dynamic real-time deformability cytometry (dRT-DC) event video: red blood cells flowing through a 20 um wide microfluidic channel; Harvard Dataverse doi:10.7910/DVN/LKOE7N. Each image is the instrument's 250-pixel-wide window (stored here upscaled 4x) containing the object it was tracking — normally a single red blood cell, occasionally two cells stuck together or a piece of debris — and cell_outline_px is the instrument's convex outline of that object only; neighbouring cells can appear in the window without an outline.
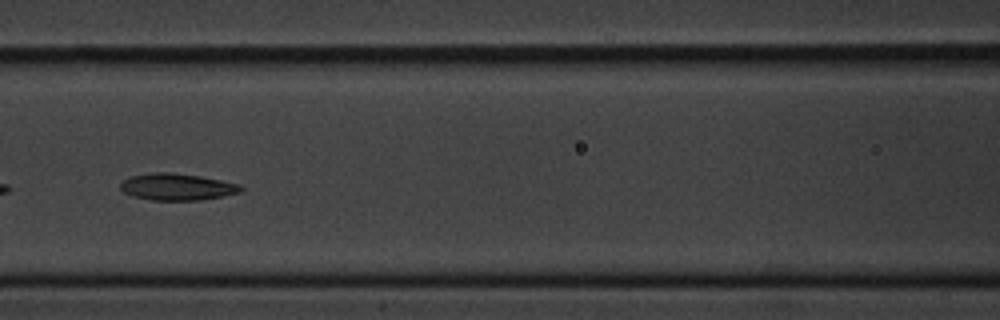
{"species": "common noctule bat (a hibernating species)", "species_latin": "Nyctalus noctula", "temperature_condition": "cold", "stored_images_in_passage": 10, "camera_frame_rate_fps": 3000, "um_per_image_px": 0.085, "animal": {"sex": "male", "body_mass_g": 20.1, "forearm_length_mm": 53.5}, "frame": {"image": 1, "passage_image": 6, "time_ms": 6.667, "image_size_px": [1000, 320], "cell_outline_px": [[244, 188], [240, 192], [224, 196], [200, 200], [152, 200], [132, 196], [124, 192], [120, 188], [120, 184], [124, 180], [132, 176], [152, 172], [168, 172], [200, 176], [240, 184]], "centroid_in_image_um": [15.06, 15.88], "position_along_channel_um": 151.5, "area_um2": 18.73}}
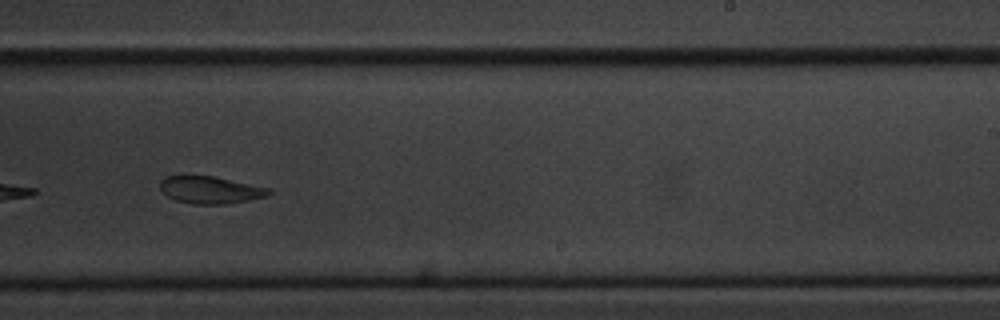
{"frame": {"image": 2, "passage_image": 9, "time_ms": 10.0, "image_size_px": [1000, 320], "cell_outline_px": [[272, 192], [268, 196], [248, 200], [224, 204], [192, 204], [176, 200], [168, 196], [160, 188], [160, 180], [164, 176], [212, 176], [272, 188]], "centroid_in_image_um": [17.91, 16.14], "position_along_channel_um": 271.1, "area_um2": 17.22}}
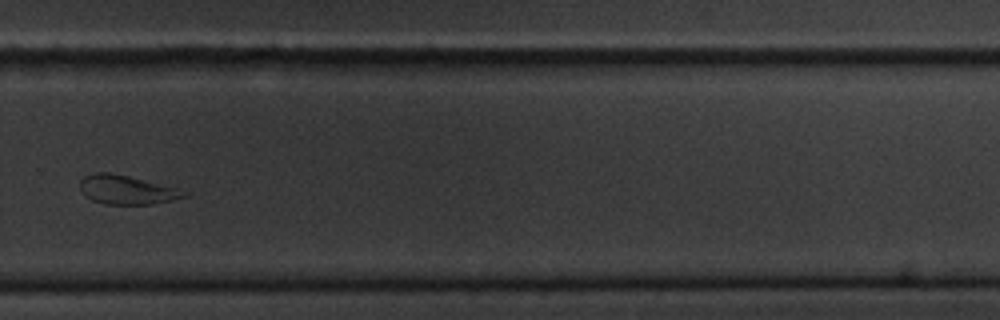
{"frame": {"image": 3, "passage_image": 10, "time_ms": 11.333, "image_size_px": [1000, 320], "cell_outline_px": [[188, 196], [172, 200], [152, 204], [104, 204], [92, 200], [84, 196], [80, 188], [80, 180], [84, 176], [96, 172], [108, 172], [128, 176], [176, 188], [188, 192]], "centroid_in_image_um": [10.74, 16.14], "position_along_channel_um": 319.1, "area_um2": 17.46}}